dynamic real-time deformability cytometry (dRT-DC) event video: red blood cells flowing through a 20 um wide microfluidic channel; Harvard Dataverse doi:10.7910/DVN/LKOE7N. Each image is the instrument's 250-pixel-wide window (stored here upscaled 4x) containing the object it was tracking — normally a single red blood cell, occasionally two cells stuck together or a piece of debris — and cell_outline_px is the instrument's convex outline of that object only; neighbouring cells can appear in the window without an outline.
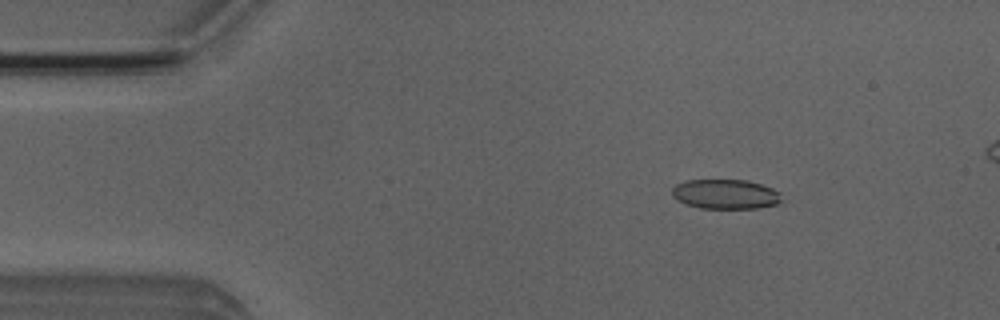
{"species": "Egyptian fruit bat (a non-hibernating species)", "species_latin": "Rousettus aegyptiacus", "temperature_condition": "room temperature", "stored_images_in_passage": 5, "camera_frame_rate_fps": 3000, "um_per_image_px": 0.085, "animal": {"sex": "male"}, "frame": {"image": 1, "passage_image": 2, "time_ms": 1.0, "image_size_px": [1000, 320], "cell_outline_px": [[780, 204], [756, 208], [700, 208], [676, 200], [672, 196], [672, 188], [676, 184], [688, 180], [748, 180], [772, 188], [780, 192]], "centroid_in_image_um": [61.66, 16.5], "position_along_channel_um": 23.3, "area_um2": 18.9}}